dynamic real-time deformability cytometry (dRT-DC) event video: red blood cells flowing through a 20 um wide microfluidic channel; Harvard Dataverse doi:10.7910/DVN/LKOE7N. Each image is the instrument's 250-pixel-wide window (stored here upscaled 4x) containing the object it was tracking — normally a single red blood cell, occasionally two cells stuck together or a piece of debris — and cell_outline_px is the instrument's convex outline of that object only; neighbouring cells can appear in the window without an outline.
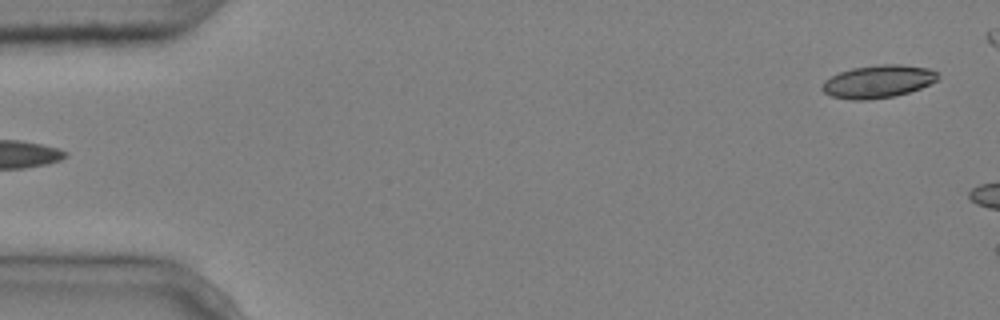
{"species": "common noctule bat (a hibernating species)", "species_latin": "Nyctalus noctula", "temperature_condition": "cold", "stored_images_in_passage": 5, "segment_of_instrument_passage": [2, 2], "camera_frame_rate_fps": 3000, "um_per_image_px": 0.085, "animal": {"sex": "male", "body_mass_g": 20.4}, "frame": {"image": 1, "passage_image": 5, "time_ms": 1.333, "image_size_px": [1000, 320], "cell_outline_px": [[940, 80], [920, 88], [908, 92], [892, 96], [864, 100], [852, 100], [832, 96], [824, 92], [820, 88], [824, 80], [840, 72], [852, 68], [880, 64], [900, 64], [928, 68], [936, 72], [940, 76]], "centroid_in_image_um": [74.65, 6.92], "position_along_channel_um": 10.4, "area_um2": 22.08}}